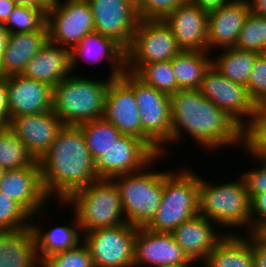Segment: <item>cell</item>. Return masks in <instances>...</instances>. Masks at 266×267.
<instances>
[{"label":"cell","mask_w":266,"mask_h":267,"mask_svg":"<svg viewBox=\"0 0 266 267\" xmlns=\"http://www.w3.org/2000/svg\"><path fill=\"white\" fill-rule=\"evenodd\" d=\"M159 157L161 155L141 171L112 178L119 191L126 222L136 228L147 227L152 222L162 200V171H146Z\"/></svg>","instance_id":"7"},{"label":"cell","mask_w":266,"mask_h":267,"mask_svg":"<svg viewBox=\"0 0 266 267\" xmlns=\"http://www.w3.org/2000/svg\"><path fill=\"white\" fill-rule=\"evenodd\" d=\"M31 217L13 200L0 191V231L30 227Z\"/></svg>","instance_id":"38"},{"label":"cell","mask_w":266,"mask_h":267,"mask_svg":"<svg viewBox=\"0 0 266 267\" xmlns=\"http://www.w3.org/2000/svg\"><path fill=\"white\" fill-rule=\"evenodd\" d=\"M8 110L11 117L52 110L53 87L20 75L5 77Z\"/></svg>","instance_id":"20"},{"label":"cell","mask_w":266,"mask_h":267,"mask_svg":"<svg viewBox=\"0 0 266 267\" xmlns=\"http://www.w3.org/2000/svg\"><path fill=\"white\" fill-rule=\"evenodd\" d=\"M39 267L33 229L0 231V267Z\"/></svg>","instance_id":"26"},{"label":"cell","mask_w":266,"mask_h":267,"mask_svg":"<svg viewBox=\"0 0 266 267\" xmlns=\"http://www.w3.org/2000/svg\"><path fill=\"white\" fill-rule=\"evenodd\" d=\"M237 235L225 234L210 252L203 267H254L251 233H246L245 237Z\"/></svg>","instance_id":"27"},{"label":"cell","mask_w":266,"mask_h":267,"mask_svg":"<svg viewBox=\"0 0 266 267\" xmlns=\"http://www.w3.org/2000/svg\"><path fill=\"white\" fill-rule=\"evenodd\" d=\"M208 12L186 0L162 20L181 51L208 52Z\"/></svg>","instance_id":"17"},{"label":"cell","mask_w":266,"mask_h":267,"mask_svg":"<svg viewBox=\"0 0 266 267\" xmlns=\"http://www.w3.org/2000/svg\"><path fill=\"white\" fill-rule=\"evenodd\" d=\"M5 171L6 170L0 166V183H1L2 179H3Z\"/></svg>","instance_id":"51"},{"label":"cell","mask_w":266,"mask_h":267,"mask_svg":"<svg viewBox=\"0 0 266 267\" xmlns=\"http://www.w3.org/2000/svg\"><path fill=\"white\" fill-rule=\"evenodd\" d=\"M10 115L8 110V96L4 76H0V127H8Z\"/></svg>","instance_id":"44"},{"label":"cell","mask_w":266,"mask_h":267,"mask_svg":"<svg viewBox=\"0 0 266 267\" xmlns=\"http://www.w3.org/2000/svg\"><path fill=\"white\" fill-rule=\"evenodd\" d=\"M198 90L242 128L249 122L256 104L250 98L247 87L224 77L212 65L205 72Z\"/></svg>","instance_id":"12"},{"label":"cell","mask_w":266,"mask_h":267,"mask_svg":"<svg viewBox=\"0 0 266 267\" xmlns=\"http://www.w3.org/2000/svg\"><path fill=\"white\" fill-rule=\"evenodd\" d=\"M157 155L140 139L122 135L95 160L98 178L112 179L144 169Z\"/></svg>","instance_id":"14"},{"label":"cell","mask_w":266,"mask_h":267,"mask_svg":"<svg viewBox=\"0 0 266 267\" xmlns=\"http://www.w3.org/2000/svg\"><path fill=\"white\" fill-rule=\"evenodd\" d=\"M65 203V204H64ZM74 207L83 233L126 223L119 191L113 179L99 178L73 193L65 202Z\"/></svg>","instance_id":"5"},{"label":"cell","mask_w":266,"mask_h":267,"mask_svg":"<svg viewBox=\"0 0 266 267\" xmlns=\"http://www.w3.org/2000/svg\"><path fill=\"white\" fill-rule=\"evenodd\" d=\"M49 41L72 49L94 31V17L87 0H56L46 11Z\"/></svg>","instance_id":"11"},{"label":"cell","mask_w":266,"mask_h":267,"mask_svg":"<svg viewBox=\"0 0 266 267\" xmlns=\"http://www.w3.org/2000/svg\"><path fill=\"white\" fill-rule=\"evenodd\" d=\"M192 264H182V265H178V266H170V267H192Z\"/></svg>","instance_id":"52"},{"label":"cell","mask_w":266,"mask_h":267,"mask_svg":"<svg viewBox=\"0 0 266 267\" xmlns=\"http://www.w3.org/2000/svg\"><path fill=\"white\" fill-rule=\"evenodd\" d=\"M209 52L181 51L172 59L178 90L199 89L203 76L211 66Z\"/></svg>","instance_id":"29"},{"label":"cell","mask_w":266,"mask_h":267,"mask_svg":"<svg viewBox=\"0 0 266 267\" xmlns=\"http://www.w3.org/2000/svg\"><path fill=\"white\" fill-rule=\"evenodd\" d=\"M121 78L132 88L142 125V141L156 154L171 143L170 95L146 85L135 74L125 71Z\"/></svg>","instance_id":"8"},{"label":"cell","mask_w":266,"mask_h":267,"mask_svg":"<svg viewBox=\"0 0 266 267\" xmlns=\"http://www.w3.org/2000/svg\"><path fill=\"white\" fill-rule=\"evenodd\" d=\"M64 124L52 111L11 117L8 128L24 143L36 161L47 152Z\"/></svg>","instance_id":"18"},{"label":"cell","mask_w":266,"mask_h":267,"mask_svg":"<svg viewBox=\"0 0 266 267\" xmlns=\"http://www.w3.org/2000/svg\"><path fill=\"white\" fill-rule=\"evenodd\" d=\"M8 36H9V33L6 31L3 25H0V63H1V58L3 55L4 49L6 47Z\"/></svg>","instance_id":"49"},{"label":"cell","mask_w":266,"mask_h":267,"mask_svg":"<svg viewBox=\"0 0 266 267\" xmlns=\"http://www.w3.org/2000/svg\"><path fill=\"white\" fill-rule=\"evenodd\" d=\"M247 91L255 104L266 102V53H260L251 69Z\"/></svg>","instance_id":"39"},{"label":"cell","mask_w":266,"mask_h":267,"mask_svg":"<svg viewBox=\"0 0 266 267\" xmlns=\"http://www.w3.org/2000/svg\"><path fill=\"white\" fill-rule=\"evenodd\" d=\"M74 216L73 220L75 221L71 225L73 226L72 228L66 225H59L44 231V228H40L39 225L31 222L30 226L33 229L40 261L51 254L74 248L81 242L80 238H83L82 235L79 237L81 228L75 214Z\"/></svg>","instance_id":"28"},{"label":"cell","mask_w":266,"mask_h":267,"mask_svg":"<svg viewBox=\"0 0 266 267\" xmlns=\"http://www.w3.org/2000/svg\"><path fill=\"white\" fill-rule=\"evenodd\" d=\"M242 147L252 158L266 161V102L255 105L249 122L242 128Z\"/></svg>","instance_id":"31"},{"label":"cell","mask_w":266,"mask_h":267,"mask_svg":"<svg viewBox=\"0 0 266 267\" xmlns=\"http://www.w3.org/2000/svg\"><path fill=\"white\" fill-rule=\"evenodd\" d=\"M170 99L171 143L179 142L186 131L208 150L238 143L242 146V127L198 89L178 90Z\"/></svg>","instance_id":"1"},{"label":"cell","mask_w":266,"mask_h":267,"mask_svg":"<svg viewBox=\"0 0 266 267\" xmlns=\"http://www.w3.org/2000/svg\"><path fill=\"white\" fill-rule=\"evenodd\" d=\"M110 81L71 74L53 87L52 111L64 125L70 126L103 118Z\"/></svg>","instance_id":"3"},{"label":"cell","mask_w":266,"mask_h":267,"mask_svg":"<svg viewBox=\"0 0 266 267\" xmlns=\"http://www.w3.org/2000/svg\"><path fill=\"white\" fill-rule=\"evenodd\" d=\"M213 227L214 222L198 214L181 223L171 234L191 261L205 262L225 234H234L230 230L222 235L220 232L217 234Z\"/></svg>","instance_id":"22"},{"label":"cell","mask_w":266,"mask_h":267,"mask_svg":"<svg viewBox=\"0 0 266 267\" xmlns=\"http://www.w3.org/2000/svg\"><path fill=\"white\" fill-rule=\"evenodd\" d=\"M192 4L198 6L201 10L208 13L222 8L223 6L230 3L232 0H188Z\"/></svg>","instance_id":"45"},{"label":"cell","mask_w":266,"mask_h":267,"mask_svg":"<svg viewBox=\"0 0 266 267\" xmlns=\"http://www.w3.org/2000/svg\"><path fill=\"white\" fill-rule=\"evenodd\" d=\"M72 73L71 50L48 41L30 59L21 75L54 87Z\"/></svg>","instance_id":"24"},{"label":"cell","mask_w":266,"mask_h":267,"mask_svg":"<svg viewBox=\"0 0 266 267\" xmlns=\"http://www.w3.org/2000/svg\"><path fill=\"white\" fill-rule=\"evenodd\" d=\"M39 164L24 143L8 127H0V166L5 170Z\"/></svg>","instance_id":"33"},{"label":"cell","mask_w":266,"mask_h":267,"mask_svg":"<svg viewBox=\"0 0 266 267\" xmlns=\"http://www.w3.org/2000/svg\"><path fill=\"white\" fill-rule=\"evenodd\" d=\"M259 164V168L246 171L241 175L250 199L256 194L265 192L266 189V161L259 160Z\"/></svg>","instance_id":"42"},{"label":"cell","mask_w":266,"mask_h":267,"mask_svg":"<svg viewBox=\"0 0 266 267\" xmlns=\"http://www.w3.org/2000/svg\"><path fill=\"white\" fill-rule=\"evenodd\" d=\"M137 228L124 223L83 233L94 267H134V242Z\"/></svg>","instance_id":"10"},{"label":"cell","mask_w":266,"mask_h":267,"mask_svg":"<svg viewBox=\"0 0 266 267\" xmlns=\"http://www.w3.org/2000/svg\"><path fill=\"white\" fill-rule=\"evenodd\" d=\"M94 161L118 140L122 133L104 118L79 125Z\"/></svg>","instance_id":"32"},{"label":"cell","mask_w":266,"mask_h":267,"mask_svg":"<svg viewBox=\"0 0 266 267\" xmlns=\"http://www.w3.org/2000/svg\"><path fill=\"white\" fill-rule=\"evenodd\" d=\"M180 171L162 172V200L147 229L171 233L181 223L199 214V176L192 169Z\"/></svg>","instance_id":"4"},{"label":"cell","mask_w":266,"mask_h":267,"mask_svg":"<svg viewBox=\"0 0 266 267\" xmlns=\"http://www.w3.org/2000/svg\"><path fill=\"white\" fill-rule=\"evenodd\" d=\"M250 14L247 0H232L227 5L208 14V52L235 46L239 33ZM215 47V48H214Z\"/></svg>","instance_id":"21"},{"label":"cell","mask_w":266,"mask_h":267,"mask_svg":"<svg viewBox=\"0 0 266 267\" xmlns=\"http://www.w3.org/2000/svg\"><path fill=\"white\" fill-rule=\"evenodd\" d=\"M234 47L266 53V18L250 12Z\"/></svg>","instance_id":"36"},{"label":"cell","mask_w":266,"mask_h":267,"mask_svg":"<svg viewBox=\"0 0 266 267\" xmlns=\"http://www.w3.org/2000/svg\"><path fill=\"white\" fill-rule=\"evenodd\" d=\"M186 0H141L136 8L140 19H163Z\"/></svg>","instance_id":"40"},{"label":"cell","mask_w":266,"mask_h":267,"mask_svg":"<svg viewBox=\"0 0 266 267\" xmlns=\"http://www.w3.org/2000/svg\"><path fill=\"white\" fill-rule=\"evenodd\" d=\"M199 177V214L218 226L241 228L250 233V198L240 180L212 184Z\"/></svg>","instance_id":"6"},{"label":"cell","mask_w":266,"mask_h":267,"mask_svg":"<svg viewBox=\"0 0 266 267\" xmlns=\"http://www.w3.org/2000/svg\"><path fill=\"white\" fill-rule=\"evenodd\" d=\"M46 9L16 5L3 25L9 34L39 31L46 25Z\"/></svg>","instance_id":"35"},{"label":"cell","mask_w":266,"mask_h":267,"mask_svg":"<svg viewBox=\"0 0 266 267\" xmlns=\"http://www.w3.org/2000/svg\"><path fill=\"white\" fill-rule=\"evenodd\" d=\"M108 58L112 63L110 79H116L126 71V50L110 37L99 32L88 33L77 45L71 49V68L76 70L79 61L93 63Z\"/></svg>","instance_id":"23"},{"label":"cell","mask_w":266,"mask_h":267,"mask_svg":"<svg viewBox=\"0 0 266 267\" xmlns=\"http://www.w3.org/2000/svg\"><path fill=\"white\" fill-rule=\"evenodd\" d=\"M16 3L13 0H0V25H4L13 12Z\"/></svg>","instance_id":"46"},{"label":"cell","mask_w":266,"mask_h":267,"mask_svg":"<svg viewBox=\"0 0 266 267\" xmlns=\"http://www.w3.org/2000/svg\"><path fill=\"white\" fill-rule=\"evenodd\" d=\"M135 75L146 85L168 95L178 91L171 60L145 64Z\"/></svg>","instance_id":"34"},{"label":"cell","mask_w":266,"mask_h":267,"mask_svg":"<svg viewBox=\"0 0 266 267\" xmlns=\"http://www.w3.org/2000/svg\"><path fill=\"white\" fill-rule=\"evenodd\" d=\"M49 41L45 25L39 31L9 34L1 63L0 76L20 75L30 59Z\"/></svg>","instance_id":"25"},{"label":"cell","mask_w":266,"mask_h":267,"mask_svg":"<svg viewBox=\"0 0 266 267\" xmlns=\"http://www.w3.org/2000/svg\"><path fill=\"white\" fill-rule=\"evenodd\" d=\"M0 191L15 201L31 218L37 216L45 207L46 201L50 200L42 185L39 164L6 170Z\"/></svg>","instance_id":"16"},{"label":"cell","mask_w":266,"mask_h":267,"mask_svg":"<svg viewBox=\"0 0 266 267\" xmlns=\"http://www.w3.org/2000/svg\"><path fill=\"white\" fill-rule=\"evenodd\" d=\"M251 248L254 267H266V236L251 233Z\"/></svg>","instance_id":"43"},{"label":"cell","mask_w":266,"mask_h":267,"mask_svg":"<svg viewBox=\"0 0 266 267\" xmlns=\"http://www.w3.org/2000/svg\"><path fill=\"white\" fill-rule=\"evenodd\" d=\"M16 5L48 9L56 0H13Z\"/></svg>","instance_id":"48"},{"label":"cell","mask_w":266,"mask_h":267,"mask_svg":"<svg viewBox=\"0 0 266 267\" xmlns=\"http://www.w3.org/2000/svg\"><path fill=\"white\" fill-rule=\"evenodd\" d=\"M180 52L162 19H140L126 50V71L135 74L145 64L169 61Z\"/></svg>","instance_id":"9"},{"label":"cell","mask_w":266,"mask_h":267,"mask_svg":"<svg viewBox=\"0 0 266 267\" xmlns=\"http://www.w3.org/2000/svg\"><path fill=\"white\" fill-rule=\"evenodd\" d=\"M103 118L122 135L142 140V125L132 88L121 78L111 79L105 97Z\"/></svg>","instance_id":"19"},{"label":"cell","mask_w":266,"mask_h":267,"mask_svg":"<svg viewBox=\"0 0 266 267\" xmlns=\"http://www.w3.org/2000/svg\"><path fill=\"white\" fill-rule=\"evenodd\" d=\"M196 264L177 244L171 233L137 228L134 242V267H170Z\"/></svg>","instance_id":"15"},{"label":"cell","mask_w":266,"mask_h":267,"mask_svg":"<svg viewBox=\"0 0 266 267\" xmlns=\"http://www.w3.org/2000/svg\"><path fill=\"white\" fill-rule=\"evenodd\" d=\"M38 163L46 195L50 199L54 193L60 203L99 179L79 126L64 125Z\"/></svg>","instance_id":"2"},{"label":"cell","mask_w":266,"mask_h":267,"mask_svg":"<svg viewBox=\"0 0 266 267\" xmlns=\"http://www.w3.org/2000/svg\"><path fill=\"white\" fill-rule=\"evenodd\" d=\"M40 267H94V264L87 245L80 242L74 248L45 257Z\"/></svg>","instance_id":"37"},{"label":"cell","mask_w":266,"mask_h":267,"mask_svg":"<svg viewBox=\"0 0 266 267\" xmlns=\"http://www.w3.org/2000/svg\"><path fill=\"white\" fill-rule=\"evenodd\" d=\"M94 17V31L110 37L127 50L140 20L127 0H87Z\"/></svg>","instance_id":"13"},{"label":"cell","mask_w":266,"mask_h":267,"mask_svg":"<svg viewBox=\"0 0 266 267\" xmlns=\"http://www.w3.org/2000/svg\"><path fill=\"white\" fill-rule=\"evenodd\" d=\"M222 50L224 52L219 57L212 58L211 65L224 77L246 87L252 74L251 69L260 53L235 47Z\"/></svg>","instance_id":"30"},{"label":"cell","mask_w":266,"mask_h":267,"mask_svg":"<svg viewBox=\"0 0 266 267\" xmlns=\"http://www.w3.org/2000/svg\"><path fill=\"white\" fill-rule=\"evenodd\" d=\"M256 215V216H255ZM266 232V189L250 199V233Z\"/></svg>","instance_id":"41"},{"label":"cell","mask_w":266,"mask_h":267,"mask_svg":"<svg viewBox=\"0 0 266 267\" xmlns=\"http://www.w3.org/2000/svg\"><path fill=\"white\" fill-rule=\"evenodd\" d=\"M252 14L266 18V0H247Z\"/></svg>","instance_id":"47"},{"label":"cell","mask_w":266,"mask_h":267,"mask_svg":"<svg viewBox=\"0 0 266 267\" xmlns=\"http://www.w3.org/2000/svg\"><path fill=\"white\" fill-rule=\"evenodd\" d=\"M130 2L134 7H138L141 4V0H127Z\"/></svg>","instance_id":"50"}]
</instances>
